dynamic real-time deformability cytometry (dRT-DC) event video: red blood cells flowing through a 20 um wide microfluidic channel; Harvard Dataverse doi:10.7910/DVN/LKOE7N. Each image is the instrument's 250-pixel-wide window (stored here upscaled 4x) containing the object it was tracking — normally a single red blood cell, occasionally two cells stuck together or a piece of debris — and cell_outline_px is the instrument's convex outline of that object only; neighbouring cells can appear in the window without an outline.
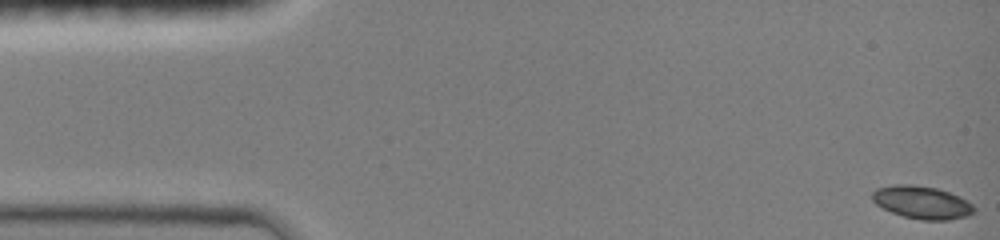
{"species": "common noctule bat (a hibernating species)", "species_latin": "Nyctalus noctula", "temperature_condition": "room temperature", "stored_images_in_passage": 47, "camera_frame_rate_fps": 3000, "um_per_image_px": 0.085, "animal": {"sex": "female", "body_mass_g": 19.0, "forearm_length_mm": 51.5}, "frame": {"image": 1, "passage_image": 1, "time_ms": 0.0, "image_size_px": [1000, 240], "cell_outline_px": [[976, 212], [968, 216], [948, 220], [920, 220], [904, 216], [892, 212], [876, 204], [872, 200], [872, 192], [876, 188], [892, 184], [912, 184], [936, 188], [960, 196], [968, 200], [976, 208]], "centroid_in_image_um": [78.39, 17.2], "position_along_channel_um": 6.6, "area_um2": 19.65}}
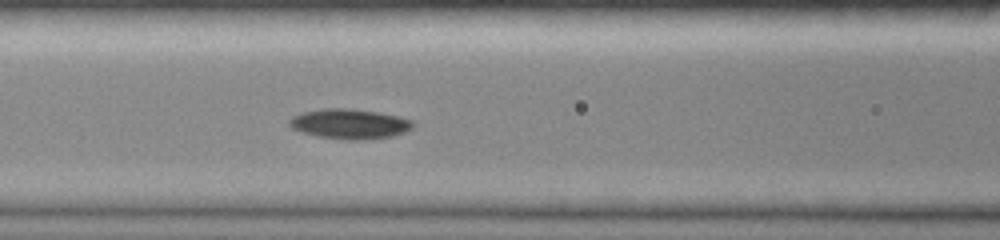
{"frame": {"image": 2, "passage_image": 20, "time_ms": 6.333, "image_size_px": [1000, 240], "cell_outline_px": [[416, 124], [412, 128], [404, 132], [392, 136], [360, 140], [348, 140], [320, 136], [300, 132], [292, 128], [288, 124], [288, 120], [292, 116], [300, 112], [324, 108], [352, 108], [380, 112], [400, 116], [412, 120]], "centroid_in_image_um": [29.72, 10.51], "position_along_channel_um": 136.9, "area_um2": 21.85}}
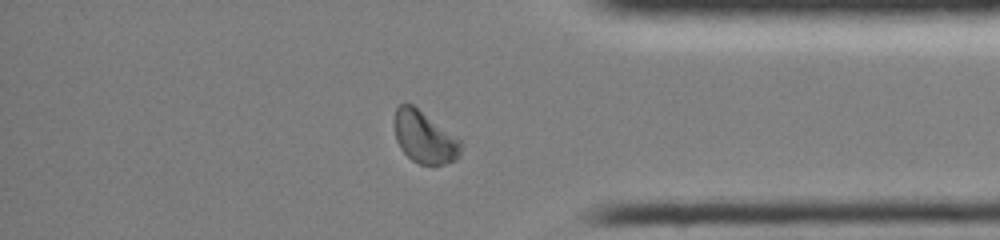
{"frame": {"image": 3, "passage_image": 40, "time_ms": 13.0, "image_size_px": [1000, 240], "cell_outline_px": [[460, 156], [456, 160], [444, 164], [420, 164], [412, 160], [400, 148], [396, 140], [392, 120], [396, 108], [400, 104], [412, 104], [460, 140]], "centroid_in_image_um": [36.02, 11.66], "position_along_channel_um": 399.2, "area_um2": 20.0}, "authors_computed_cell_mechanics": {"area_um2": 20.23, "velocity_mm_per_s": 4.0244, "shape_relaxation_time_tau1_ms": 2.6321, "shape_relaxation_time_tau2_ms": null, "deformation_change_tau1": 0.1253, "deformation_change_tau2": null}}